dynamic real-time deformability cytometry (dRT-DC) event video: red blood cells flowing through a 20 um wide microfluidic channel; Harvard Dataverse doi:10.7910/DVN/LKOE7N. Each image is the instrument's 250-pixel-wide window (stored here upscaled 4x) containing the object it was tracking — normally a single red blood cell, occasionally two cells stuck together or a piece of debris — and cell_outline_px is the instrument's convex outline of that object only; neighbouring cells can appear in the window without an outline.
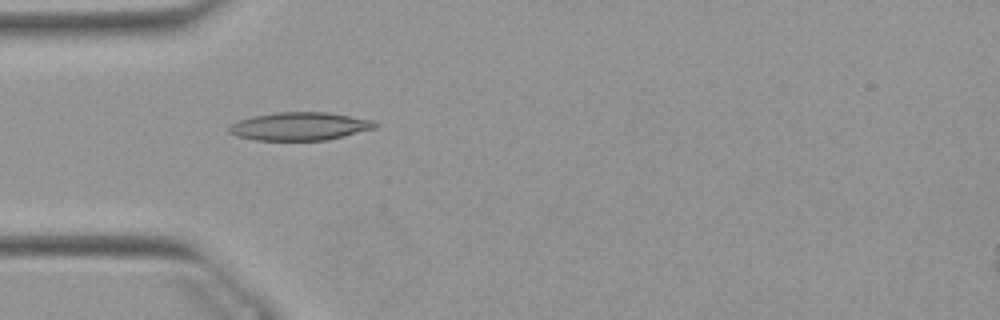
{"species": "Egyptian fruit bat (a non-hibernating species)", "species_latin": "Rousettus aegyptiacus", "temperature_condition": "warm", "stored_images_in_passage": 51, "camera_frame_rate_fps": 3000, "um_per_image_px": 0.085, "animal": {"sex": "female"}, "frame": {"image": 1, "passage_image": 15, "time_ms": 4.667, "image_size_px": [1000, 320], "cell_outline_px": [[380, 124], [376, 128], [328, 140], [256, 140], [236, 136], [228, 132], [228, 128], [232, 124], [240, 120], [256, 116], [276, 112], [328, 112], [376, 120]], "centroid_in_image_um": [25.55, 10.73], "position_along_channel_um": 59.5, "area_um2": 23.99}}
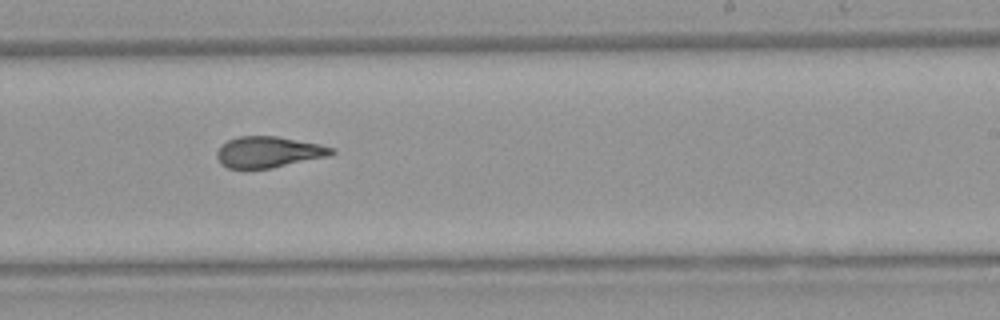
{"frame": {"image": 2, "passage_image": 31, "time_ms": 10.0, "image_size_px": [1000, 320], "cell_outline_px": [[336, 152], [328, 156], [272, 168], [228, 168], [220, 164], [216, 156], [216, 152], [228, 140], [236, 136], [276, 136], [320, 144], [336, 148]], "centroid_in_image_um": [22.84, 12.92], "position_along_channel_um": 266.2, "area_um2": 20.75}}
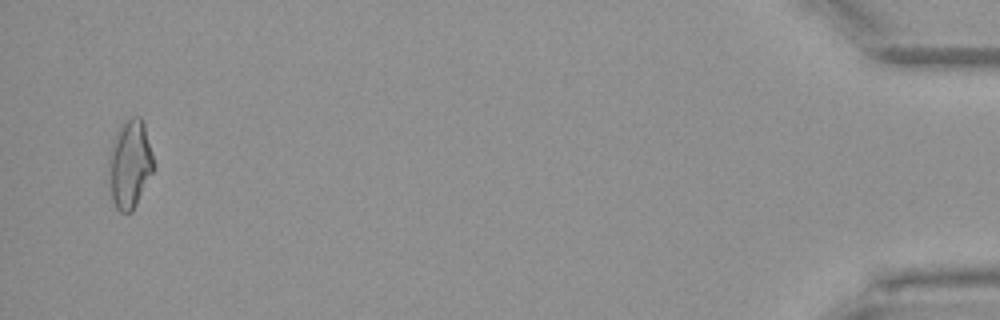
{"frame": {"image": 3, "passage_image": 50, "time_ms": 16.333, "image_size_px": [1000, 320], "cell_outline_px": [[156, 164], [132, 212], [120, 212], [116, 208], [112, 200], [108, 176], [108, 160], [112, 140], [120, 124], [132, 116], [140, 116], [144, 124]], "centroid_in_image_um": [11.02, 13.92], "position_along_channel_um": 424.2, "area_um2": 23.35}, "authors_computed_cell_mechanics": {"area_um2": 21.5594, "velocity_mm_per_s": 3.9234, "shape_relaxation_time_tau1_ms": null, "shape_relaxation_time_tau2_ms": 2.8637, "deformation_change_tau1": null, "deformation_change_tau2": 0.1095}}